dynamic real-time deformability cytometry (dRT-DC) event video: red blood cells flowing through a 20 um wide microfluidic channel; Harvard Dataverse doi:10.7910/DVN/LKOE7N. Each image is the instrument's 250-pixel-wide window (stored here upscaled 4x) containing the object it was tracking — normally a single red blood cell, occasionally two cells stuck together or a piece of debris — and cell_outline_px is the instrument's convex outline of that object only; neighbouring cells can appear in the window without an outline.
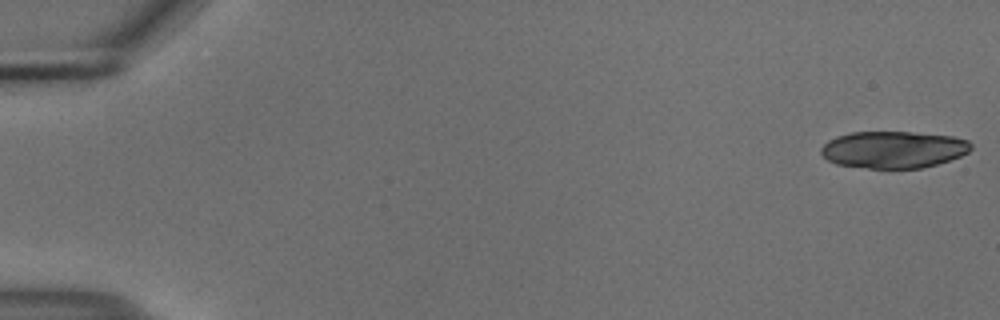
{"species": "common noctule bat (a hibernating species)", "species_latin": "Nyctalus noctula", "temperature_condition": "cold", "stored_images_in_passage": 19, "camera_frame_rate_fps": 3000, "um_per_image_px": 0.085, "animal": {"sex": "male", "body_mass_g": 18.8}, "frame": {"image": 1, "passage_image": 1, "time_ms": 0.0, "image_size_px": [1000, 320], "cell_outline_px": [[972, 148], [968, 152], [960, 156], [936, 164], [920, 168], [868, 168], [836, 164], [828, 160], [820, 152], [820, 148], [828, 140], [836, 136], [852, 132], [908, 132], [952, 136], [968, 140], [972, 144]], "centroid_in_image_um": [75.93, 12.71], "position_along_channel_um": 9.1, "area_um2": 32.19}}